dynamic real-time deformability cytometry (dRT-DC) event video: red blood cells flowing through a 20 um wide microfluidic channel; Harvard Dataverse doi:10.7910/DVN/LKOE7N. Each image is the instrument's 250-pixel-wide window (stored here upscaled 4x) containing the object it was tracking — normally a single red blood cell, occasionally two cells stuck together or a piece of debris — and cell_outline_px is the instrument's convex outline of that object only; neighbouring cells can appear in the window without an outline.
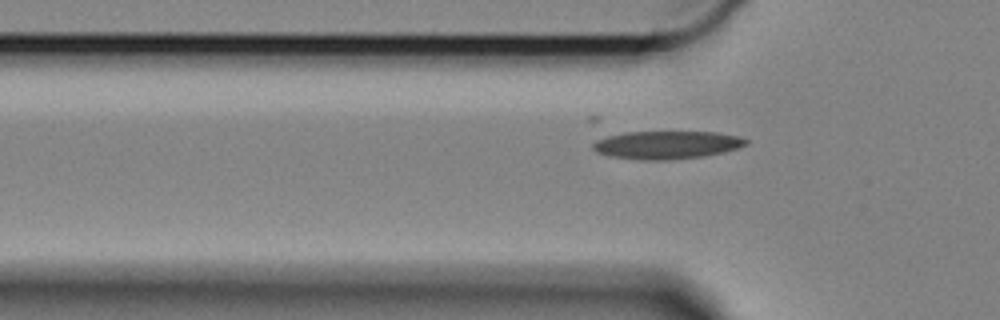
{"species": "Egyptian fruit bat (a non-hibernating species)", "species_latin": "Rousettus aegyptiacus", "temperature_condition": "cold", "stored_images_in_passage": 44, "camera_frame_rate_fps": 3000, "um_per_image_px": 0.085, "animal": {"sex": "female"}, "frame": {"image": 1, "passage_image": 8, "time_ms": 2.333, "image_size_px": [1000, 320], "cell_outline_px": [[748, 144], [724, 152], [704, 156], [668, 160], [640, 160], [608, 156], [596, 152], [592, 148], [592, 144], [596, 140], [608, 136], [628, 132], [720, 132], [740, 136], [748, 140]], "centroid_in_image_um": [56.68, 12.32], "position_along_channel_um": 69.1, "area_um2": 25.09}}
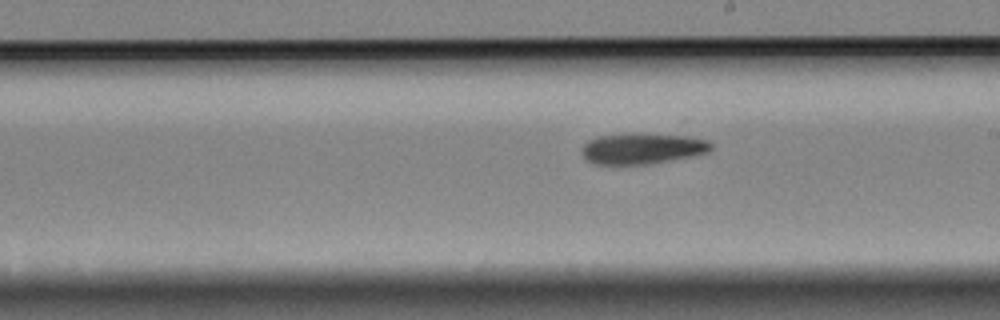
{"frame": {"image": 2, "passage_image": 23, "time_ms": 7.333, "image_size_px": [1000, 320], "cell_outline_px": [[712, 148], [708, 152], [672, 160], [652, 164], [592, 164], [580, 152], [580, 148], [588, 140], [600, 136], [688, 136], [708, 140], [712, 144]], "centroid_in_image_um": [54.58, 12.68], "position_along_channel_um": 234.4, "area_um2": 22.31}}
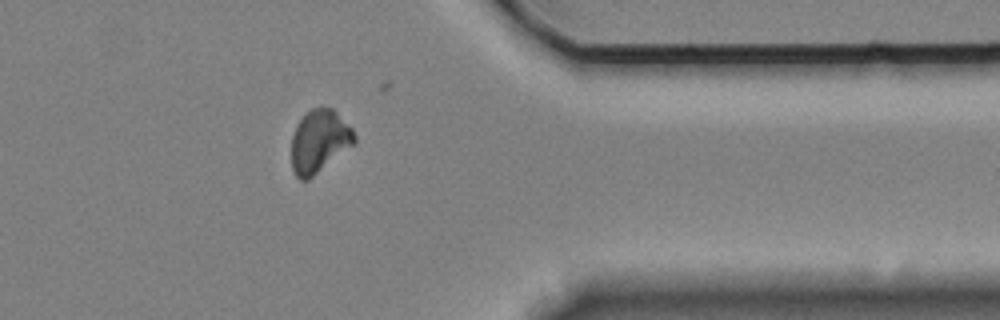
{"frame": {"image": 3, "passage_image": 38, "time_ms": 12.333, "image_size_px": [1000, 320], "cell_outline_px": [[356, 144], [308, 180], [300, 180], [296, 176], [292, 168], [292, 136], [300, 120], [312, 108], [332, 108], [352, 128], [356, 136]], "centroid_in_image_um": [27.17, 12.04], "position_along_channel_um": 384.2, "area_um2": 22.95}}